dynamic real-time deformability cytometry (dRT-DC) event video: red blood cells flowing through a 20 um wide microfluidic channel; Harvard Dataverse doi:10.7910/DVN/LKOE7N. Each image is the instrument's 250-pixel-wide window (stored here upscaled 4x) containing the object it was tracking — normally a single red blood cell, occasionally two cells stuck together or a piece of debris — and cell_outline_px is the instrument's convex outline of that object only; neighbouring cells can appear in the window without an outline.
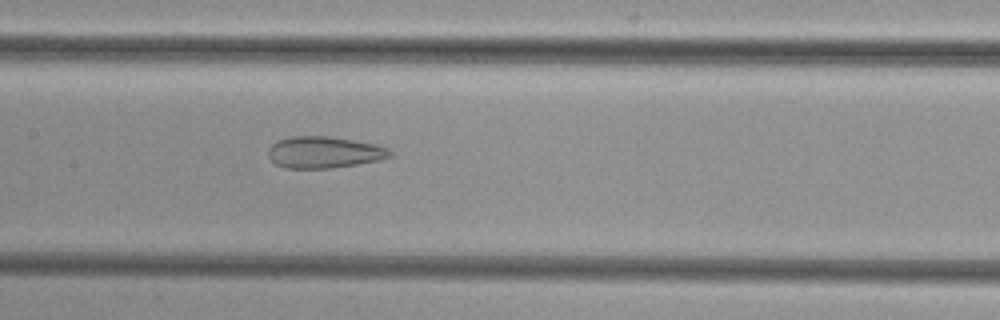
{"species": "common noctule bat (a hibernating species)", "species_latin": "Nyctalus noctula", "temperature_condition": "cold", "stored_images_in_passage": 38, "camera_frame_rate_fps": 3000, "um_per_image_px": 0.085, "animal": {"sex": "female", "body_mass_g": 29.2, "forearm_length_mm": 56.3}, "frame": {"image": 1, "passage_image": 17, "time_ms": 5.333, "image_size_px": [1000, 320], "cell_outline_px": [[392, 156], [380, 160], [332, 168], [284, 168], [276, 164], [268, 156], [268, 148], [276, 140], [292, 136], [328, 136], [376, 144], [388, 148], [392, 152]], "centroid_in_image_um": [27.54, 12.94], "position_along_channel_um": 179.9, "area_um2": 22.48}}
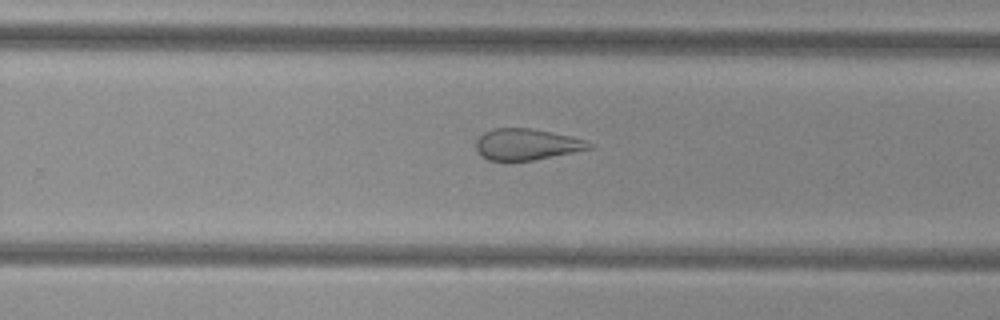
{"frame": {"image": 2, "passage_image": 25, "time_ms": 8.0, "image_size_px": [1000, 320], "cell_outline_px": [[596, 144], [592, 148], [532, 160], [488, 160], [480, 156], [476, 148], [476, 140], [484, 132], [492, 128], [532, 128], [552, 132], [588, 140]], "centroid_in_image_um": [44.77, 12.25], "position_along_channel_um": 285.0, "area_um2": 20.63}}
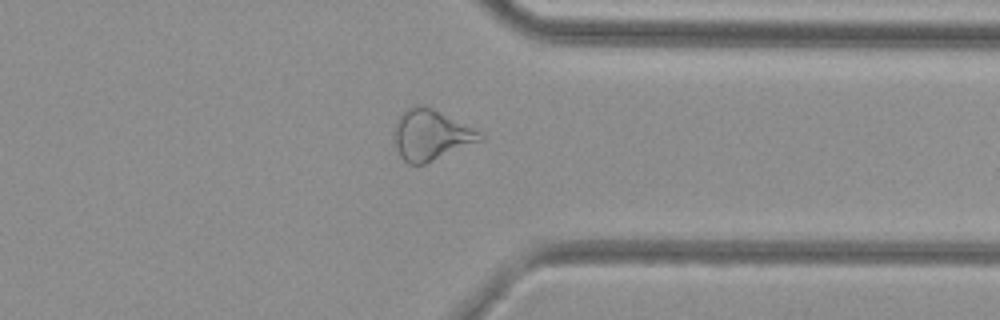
{"frame": {"image": 3, "passage_image": 32, "time_ms": 10.333, "image_size_px": [1000, 320], "cell_outline_px": [[484, 140], [424, 164], [408, 164], [400, 156], [392, 132], [396, 120], [408, 108], [420, 104], [432, 108], [480, 132], [484, 136]], "centroid_in_image_um": [36.61, 11.48], "position_along_channel_um": 374.8, "area_um2": 25.03}}